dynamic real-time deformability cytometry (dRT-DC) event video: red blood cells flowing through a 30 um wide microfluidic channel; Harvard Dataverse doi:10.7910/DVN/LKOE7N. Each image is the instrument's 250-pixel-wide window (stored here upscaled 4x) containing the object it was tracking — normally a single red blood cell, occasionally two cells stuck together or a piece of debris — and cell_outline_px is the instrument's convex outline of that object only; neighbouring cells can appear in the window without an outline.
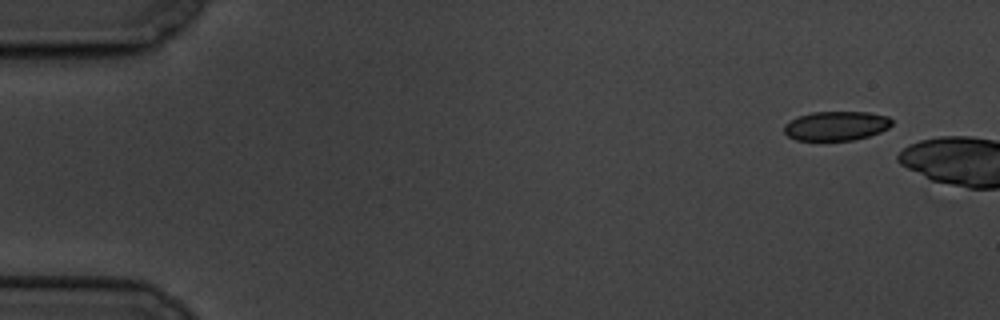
{"species": "common noctule bat (a hibernating species)", "species_latin": "Nyctalus noctula", "temperature_condition": "cold", "stored_images_in_passage": 3, "camera_frame_rate_fps": 3000, "um_per_image_px": 0.085, "animal": {"sex": "male", "body_mass_g": 19.5, "forearm_length_mm": 54.6}, "frame": {"image": 1, "passage_image": 1, "time_ms": 0.0, "image_size_px": [1000, 320], "cell_outline_px": [[892, 124], [888, 128], [880, 132], [868, 136], [852, 140], [796, 140], [788, 136], [784, 132], [784, 124], [800, 116], [812, 112], [868, 112], [888, 116], [892, 120]], "centroid_in_image_um": [71.09, 10.69], "position_along_channel_um": 13.9, "area_um2": 18.26}}